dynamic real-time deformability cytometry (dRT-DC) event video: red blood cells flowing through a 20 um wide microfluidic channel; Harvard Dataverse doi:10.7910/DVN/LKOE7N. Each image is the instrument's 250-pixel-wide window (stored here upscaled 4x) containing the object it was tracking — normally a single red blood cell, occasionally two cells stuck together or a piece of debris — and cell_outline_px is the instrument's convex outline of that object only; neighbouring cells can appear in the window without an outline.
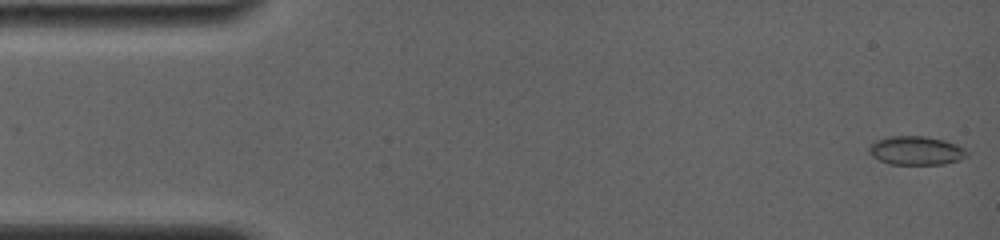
{"species": "common noctule bat (a hibernating species)", "species_latin": "Nyctalus noctula", "temperature_condition": "room temperature", "stored_images_in_passage": 29, "camera_frame_rate_fps": 4000, "um_per_image_px": 0.085, "animal": {"sex": "female", "body_mass_g": 19.0, "forearm_length_mm": 56.7}, "frame": {"image": 1, "passage_image": 1, "time_ms": 0.0, "image_size_px": [1000, 240], "cell_outline_px": [[968, 156], [960, 160], [944, 164], [888, 164], [872, 156], [868, 152], [868, 148], [876, 140], [888, 136], [924, 136], [944, 140], [956, 144], [964, 148], [968, 152]], "centroid_in_image_um": [77.87, 12.8], "position_along_channel_um": 7.1, "area_um2": 16.47}}
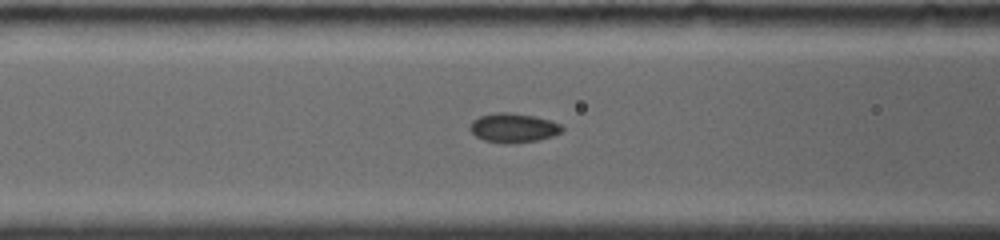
{"frame": {"image": 2, "passage_image": 18, "time_ms": 6.25, "image_size_px": [1000, 240], "cell_outline_px": [[564, 128], [560, 132], [552, 136], [536, 140], [508, 144], [504, 144], [484, 140], [476, 136], [468, 128], [472, 120], [480, 116], [496, 112], [512, 112], [536, 116], [560, 124]], "centroid_in_image_um": [43.6, 10.86], "position_along_channel_um": 123.0, "area_um2": 15.72}}
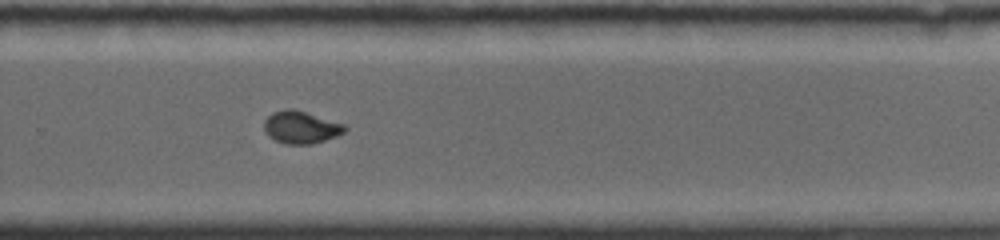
{"frame": {"image": 3, "passage_image": 29, "time_ms": 11.0, "image_size_px": [1000, 240], "cell_outline_px": [[348, 128], [344, 132], [336, 136], [324, 140], [308, 144], [288, 144], [276, 140], [268, 136], [264, 132], [264, 120], [272, 112], [284, 108], [292, 108], [344, 124]], "centroid_in_image_um": [25.54, 10.8], "position_along_channel_um": 304.3, "area_um2": 15.14}}